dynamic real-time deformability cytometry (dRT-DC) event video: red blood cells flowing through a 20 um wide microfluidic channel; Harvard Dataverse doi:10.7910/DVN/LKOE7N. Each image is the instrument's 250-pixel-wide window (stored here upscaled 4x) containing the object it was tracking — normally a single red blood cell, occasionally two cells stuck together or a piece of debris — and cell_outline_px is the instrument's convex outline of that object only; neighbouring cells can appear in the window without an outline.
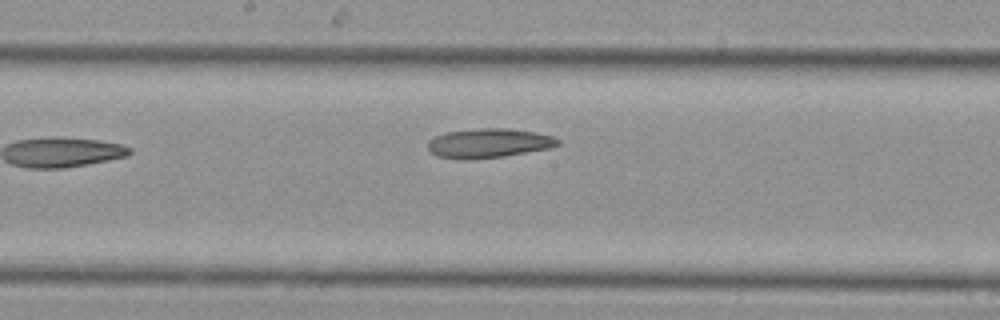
{"species": "Egyptian fruit bat (a non-hibernating species)", "species_latin": "Rousettus aegyptiacus", "temperature_condition": "cold", "stored_images_in_passage": 9, "camera_frame_rate_fps": 3000, "um_per_image_px": 0.085, "animal": {"sex": "female"}, "frame": {"image": 1, "passage_image": 9, "time_ms": 2.667, "image_size_px": [1000, 320], "cell_outline_px": [[560, 144], [548, 148], [504, 156], [436, 156], [428, 148], [428, 140], [436, 136], [448, 132], [480, 128], [504, 128], [532, 132], [552, 136], [560, 140]], "centroid_in_image_um": [41.59, 12.12], "position_along_channel_um": 206.6, "area_um2": 20.92}}